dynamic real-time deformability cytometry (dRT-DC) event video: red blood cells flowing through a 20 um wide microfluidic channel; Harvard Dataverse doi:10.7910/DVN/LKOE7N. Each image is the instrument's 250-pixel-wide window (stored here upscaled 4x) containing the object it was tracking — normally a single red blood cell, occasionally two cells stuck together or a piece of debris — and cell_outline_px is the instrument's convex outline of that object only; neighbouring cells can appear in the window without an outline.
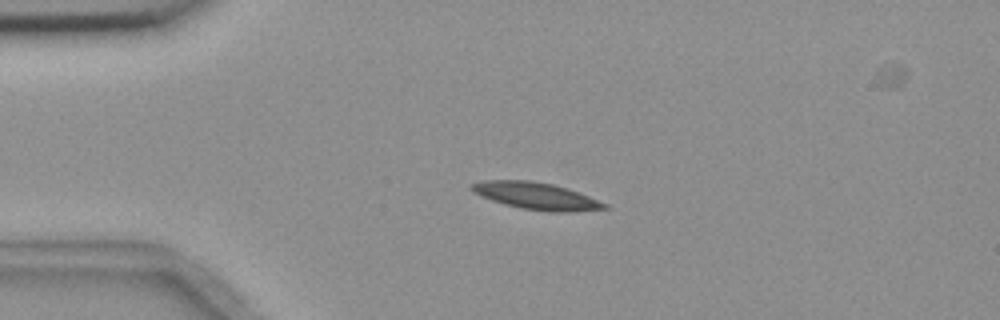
{"species": "common noctule bat (a hibernating species)", "species_latin": "Nyctalus noctula", "temperature_condition": "room temperature", "stored_images_in_passage": 5, "camera_frame_rate_fps": 3000, "um_per_image_px": 0.085, "animal": {"sex": "female", "body_mass_g": 18.4}, "frame": {"image": 1, "passage_image": 3, "time_ms": 2.333, "image_size_px": [1000, 320], "cell_outline_px": [[612, 208], [572, 212], [552, 212], [520, 208], [504, 204], [480, 196], [472, 192], [468, 188], [472, 184], [484, 180], [532, 180], [552, 184], [568, 188], [608, 204]], "centroid_in_image_um": [45.58, 16.66], "position_along_channel_um": 39.4, "area_um2": 21.1}}